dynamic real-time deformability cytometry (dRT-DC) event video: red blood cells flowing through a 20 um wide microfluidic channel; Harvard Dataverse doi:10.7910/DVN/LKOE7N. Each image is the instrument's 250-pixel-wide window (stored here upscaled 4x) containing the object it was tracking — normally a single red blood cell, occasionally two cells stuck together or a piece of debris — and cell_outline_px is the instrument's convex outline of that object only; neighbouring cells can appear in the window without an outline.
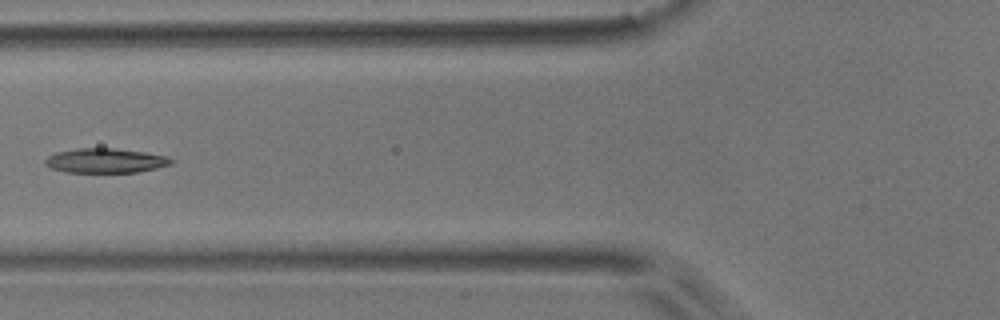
{"species": "common noctule bat (a hibernating species)", "species_latin": "Nyctalus noctula", "temperature_condition": "room temperature", "stored_images_in_passage": 7, "camera_frame_rate_fps": 3000, "um_per_image_px": 0.085, "animal": {"sex": "male", "body_mass_g": 17.9}, "frame": {"image": 1, "passage_image": 4, "time_ms": 6.667, "image_size_px": [1000, 320], "cell_outline_px": [[172, 164], [156, 168], [136, 172], [64, 172], [52, 168], [44, 164], [44, 160], [48, 156], [56, 152], [76, 148], [112, 148], [144, 152], [168, 156], [172, 160]], "centroid_in_image_um": [8.94, 13.65], "position_along_channel_um": 116.9, "area_um2": 17.98}}
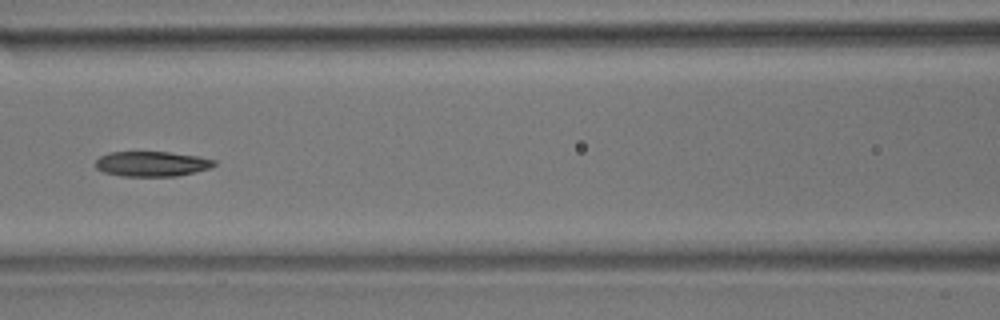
{"frame": {"image": 2, "passage_image": 5, "time_ms": 7.667, "image_size_px": [1000, 320], "cell_outline_px": [[216, 164], [212, 168], [176, 176], [120, 176], [104, 172], [96, 168], [96, 160], [100, 156], [108, 152], [168, 152], [200, 156], [216, 160]], "centroid_in_image_um": [12.93, 13.92], "position_along_channel_um": 153.7, "area_um2": 17.46}}
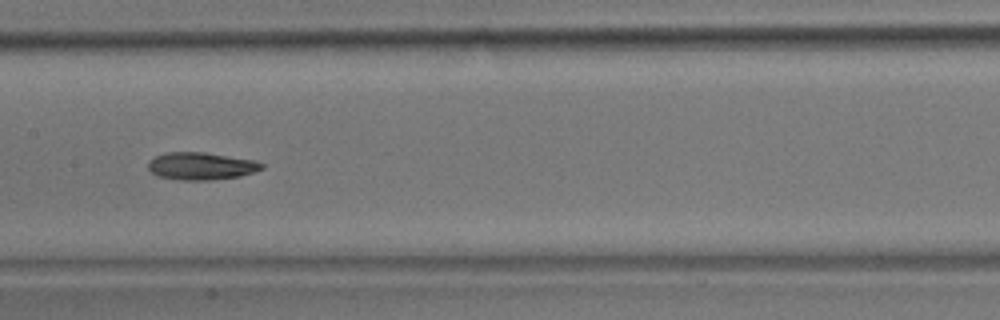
{"frame": {"image": 3, "passage_image": 6, "time_ms": 8.667, "image_size_px": [1000, 320], "cell_outline_px": [[264, 168], [240, 176], [212, 180], [180, 180], [156, 176], [148, 168], [148, 160], [156, 156], [168, 152], [204, 152], [256, 160], [264, 164]], "centroid_in_image_um": [17.09, 14.11], "position_along_channel_um": 190.3, "area_um2": 18.26}}